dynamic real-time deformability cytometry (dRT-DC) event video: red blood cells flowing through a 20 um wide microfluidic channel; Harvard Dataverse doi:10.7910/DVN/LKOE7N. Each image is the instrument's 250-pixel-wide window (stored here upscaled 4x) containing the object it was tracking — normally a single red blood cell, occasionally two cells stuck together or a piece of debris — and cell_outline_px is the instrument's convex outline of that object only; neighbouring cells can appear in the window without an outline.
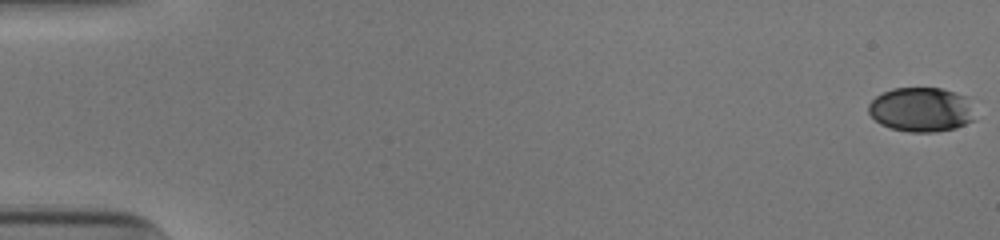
{"species": "human", "species_latin": "Homo sapiens", "temperature_condition": "cold", "stored_images_in_passage": 53, "camera_frame_rate_fps": 3000, "um_per_image_px": 0.085, "donor": {"sex": "male"}, "frame": {"image": 1, "passage_image": 1, "time_ms": 0.0, "image_size_px": [1000, 240], "cell_outline_px": [[972, 120], [956, 128], [936, 132], [908, 132], [892, 128], [880, 124], [868, 112], [868, 104], [876, 96], [892, 88], [940, 88], [968, 96]], "centroid_in_image_um": [78.26, 9.31], "position_along_channel_um": 6.7, "area_um2": 27.34}}
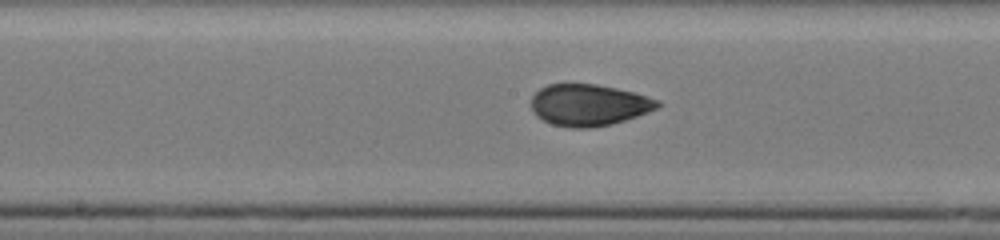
{"frame": {"image": 2, "passage_image": 29, "time_ms": 9.333, "image_size_px": [1000, 240], "cell_outline_px": [[664, 104], [656, 108], [636, 116], [612, 124], [592, 128], [568, 128], [552, 124], [536, 116], [532, 108], [532, 96], [540, 88], [548, 84], [596, 84], [616, 88], [632, 92], [660, 100]], "centroid_in_image_um": [50.04, 8.93], "position_along_channel_um": 198.2, "area_um2": 30.58}}
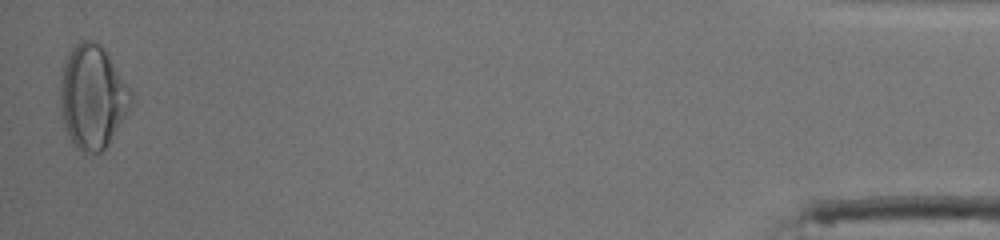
{"frame": {"image": 3, "passage_image": 53, "time_ms": 17.333, "image_size_px": [1000, 240], "cell_outline_px": [[132, 108], [104, 152], [80, 152], [76, 148], [64, 124], [60, 112], [60, 80], [64, 60], [72, 48], [80, 40], [92, 40], [100, 44], [132, 92]], "centroid_in_image_um": [7.87, 8.26], "position_along_channel_um": 427.3, "area_um2": 42.89}, "authors_computed_cell_mechanics": {"area_um2": 30.634, "velocity_mm_per_s": 3.9331, "shape_relaxation_time_tau1_ms": 7.2827, "shape_relaxation_time_tau2_ms": 1.287, "deformation_change_tau1": 0.1715, "deformation_change_tau2": 0.0569}}